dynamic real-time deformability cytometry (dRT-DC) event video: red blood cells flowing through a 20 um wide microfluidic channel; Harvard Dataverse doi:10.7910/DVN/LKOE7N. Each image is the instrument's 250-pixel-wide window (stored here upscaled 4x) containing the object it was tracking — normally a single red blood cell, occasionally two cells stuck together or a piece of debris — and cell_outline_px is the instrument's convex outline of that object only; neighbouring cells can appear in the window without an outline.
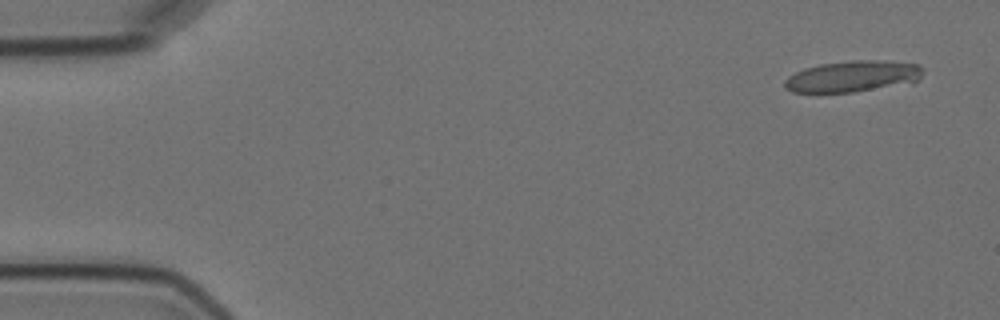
{"species": "Egyptian fruit bat (a non-hibernating species)", "species_latin": "Rousettus aegyptiacus", "temperature_condition": "cold", "stored_images_in_passage": 6, "camera_frame_rate_fps": 3000, "um_per_image_px": 0.085, "animal": {"sex": "female"}, "frame": {"image": 1, "passage_image": 1, "time_ms": 0.0, "image_size_px": [1000, 320], "cell_outline_px": [[924, 72], [920, 80], [852, 92], [792, 92], [784, 88], [784, 80], [788, 76], [804, 68], [820, 64], [852, 60], [884, 60], [920, 64], [924, 68]], "centroid_in_image_um": [72.48, 6.47], "position_along_channel_um": 12.5, "area_um2": 25.09}}
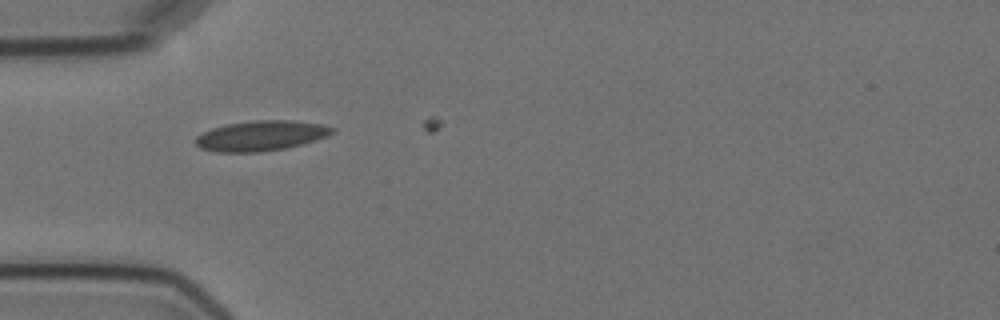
{"frame": {"image": 2, "passage_image": 5, "time_ms": 4.667, "image_size_px": [1000, 320], "cell_outline_px": [[336, 132], [328, 136], [316, 140], [284, 148], [260, 152], [216, 152], [200, 148], [196, 144], [196, 136], [212, 128], [224, 124], [256, 120], [292, 120], [320, 124], [336, 128]], "centroid_in_image_um": [22.2, 11.53], "position_along_channel_um": 62.8, "area_um2": 24.04}}